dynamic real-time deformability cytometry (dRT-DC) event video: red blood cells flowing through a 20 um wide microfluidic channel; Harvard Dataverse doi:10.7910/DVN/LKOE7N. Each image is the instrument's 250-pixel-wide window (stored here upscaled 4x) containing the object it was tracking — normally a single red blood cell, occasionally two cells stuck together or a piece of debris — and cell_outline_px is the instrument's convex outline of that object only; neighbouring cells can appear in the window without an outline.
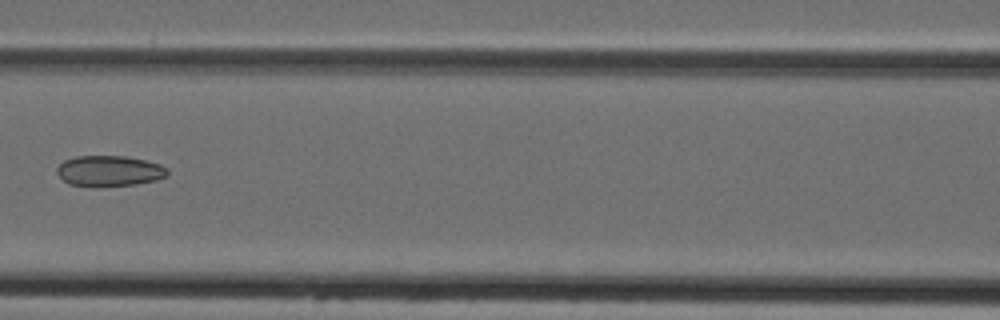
{"species": "Egyptian fruit bat (a non-hibernating species)", "species_latin": "Rousettus aegyptiacus", "temperature_condition": "cold", "stored_images_in_passage": 3, "camera_frame_rate_fps": 3000, "um_per_image_px": 0.085, "animal": {"sex": "female"}, "frame": {"image": 1, "passage_image": 3, "time_ms": 2.333, "image_size_px": [1000, 320], "cell_outline_px": [[168, 176], [156, 180], [136, 184], [96, 188], [68, 184], [56, 172], [56, 168], [64, 160], [76, 156], [124, 156], [144, 160], [160, 164], [168, 168]], "centroid_in_image_um": [9.28, 14.55], "position_along_channel_um": 157.3, "area_um2": 20.11}}